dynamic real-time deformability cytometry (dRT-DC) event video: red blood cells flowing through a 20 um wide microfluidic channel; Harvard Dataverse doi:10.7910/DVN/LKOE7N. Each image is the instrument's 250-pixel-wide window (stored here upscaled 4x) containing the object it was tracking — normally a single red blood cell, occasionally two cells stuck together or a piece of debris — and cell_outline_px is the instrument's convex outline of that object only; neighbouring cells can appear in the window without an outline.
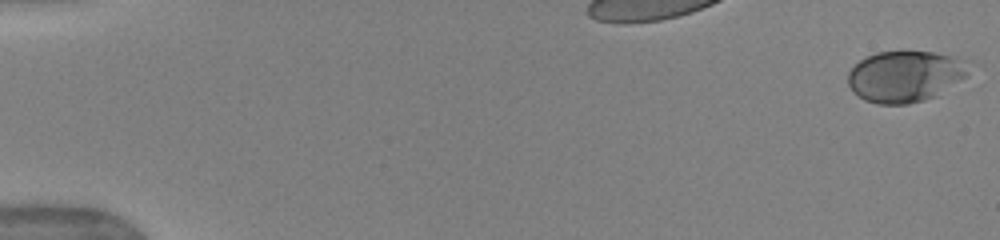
{"species": "human", "species_latin": "Homo sapiens", "temperature_condition": "warm", "stored_images_in_passage": 52, "camera_frame_rate_fps": 3000, "um_per_image_px": 0.085, "donor": {"sex": "female"}, "frame": {"image": 1, "passage_image": 1, "time_ms": 0.0, "image_size_px": [1000, 240], "cell_outline_px": [[968, 76], [940, 96], [908, 104], [876, 104], [864, 100], [848, 84], [848, 72], [860, 60], [876, 52], [932, 52], [948, 56]], "centroid_in_image_um": [76.83, 6.54], "position_along_channel_um": 8.2, "area_um2": 35.03}}
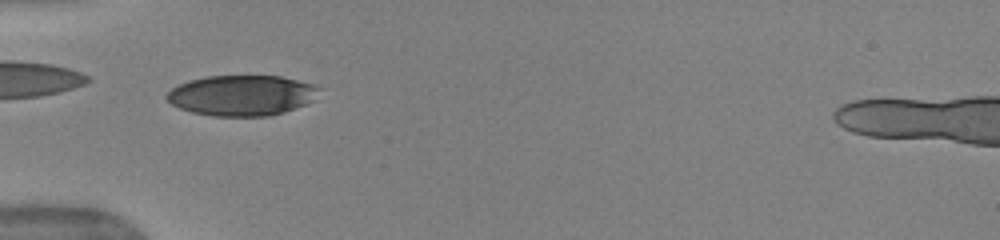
{"frame": {"image": 2, "passage_image": 18, "time_ms": 5.667, "image_size_px": [1000, 240], "cell_outline_px": [[320, 88], [312, 100], [304, 104], [284, 112], [268, 116], [212, 116], [192, 112], [180, 108], [172, 104], [164, 96], [172, 88], [188, 80], [208, 76], [280, 76], [316, 84]], "centroid_in_image_um": [20.53, 8.1], "position_along_channel_um": 64.5, "area_um2": 35.84}, "authors_computed_cell_mechanics": {"area_um2": 37.3966, "velocity_mm_per_s": 3.9308, "shape_relaxation_time_tau1_ms": 3.921, "shape_relaxation_time_tau2_ms": null, "deformation_change_tau1": 0.1615, "deformation_change_tau2": null}}